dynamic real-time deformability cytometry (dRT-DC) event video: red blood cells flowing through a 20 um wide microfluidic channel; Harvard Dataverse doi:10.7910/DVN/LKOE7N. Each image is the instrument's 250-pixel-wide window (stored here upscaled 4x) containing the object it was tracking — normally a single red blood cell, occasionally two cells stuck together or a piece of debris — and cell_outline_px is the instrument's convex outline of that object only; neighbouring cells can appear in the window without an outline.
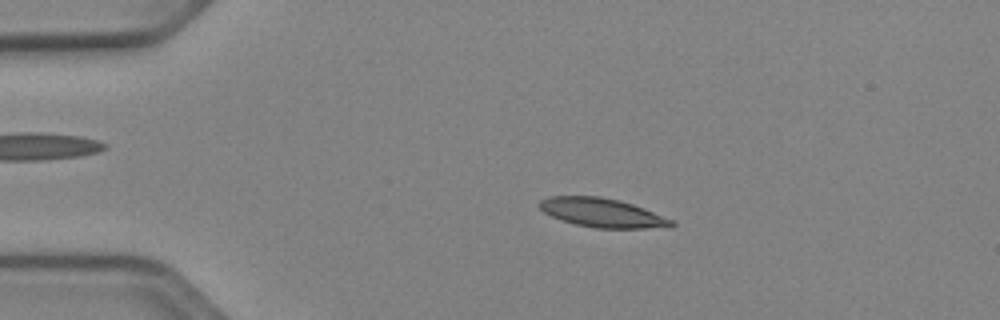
{"species": "Egyptian fruit bat (a non-hibernating species)", "species_latin": "Rousettus aegyptiacus", "temperature_condition": "cold", "stored_images_in_passage": 45, "camera_frame_rate_fps": 3000, "um_per_image_px": 0.085, "animal": {"sex": "female"}, "frame": {"image": 1, "passage_image": 4, "time_ms": 1.0, "image_size_px": [1000, 320], "cell_outline_px": [[676, 224], [672, 228], [596, 228], [576, 224], [560, 220], [544, 212], [536, 204], [540, 200], [548, 196], [600, 196], [620, 200], [644, 208], [672, 220]], "centroid_in_image_um": [51.19, 18.08], "position_along_channel_um": 33.8, "area_um2": 22.43}}
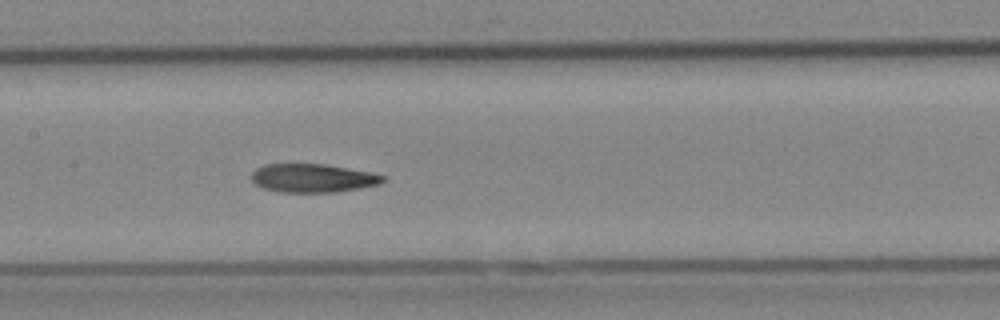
{"frame": {"image": 2, "passage_image": 19, "time_ms": 6.0, "image_size_px": [1000, 320], "cell_outline_px": [[384, 180], [380, 184], [336, 192], [280, 192], [264, 188], [256, 184], [252, 180], [252, 172], [256, 168], [264, 164], [324, 164], [368, 172], [384, 176]], "centroid_in_image_um": [26.54, 15.14], "position_along_channel_um": 180.9, "area_um2": 21.56}}
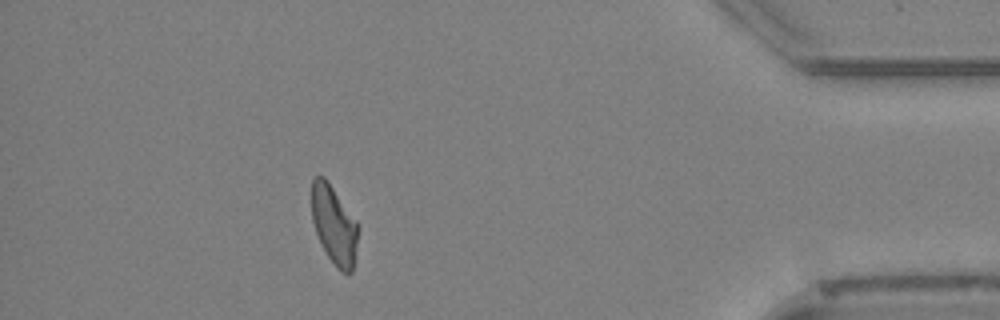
{"frame": {"image": 3, "passage_image": 40, "time_ms": 13.0, "image_size_px": [1000, 320], "cell_outline_px": [[360, 228], [352, 272], [348, 276], [328, 256], [316, 232], [312, 220], [312, 180], [316, 176], [324, 176], [328, 180], [356, 220]], "centroid_in_image_um": [28.42, 19.08], "position_along_channel_um": 406.8, "area_um2": 21.1}, "authors_computed_cell_mechanics": {"area_um2": 22.4264, "velocity_mm_per_s": 3.9052, "shape_relaxation_time_tau1_ms": null, "shape_relaxation_time_tau2_ms": 5.5902, "deformation_change_tau1": null, "deformation_change_tau2": 0.134}}